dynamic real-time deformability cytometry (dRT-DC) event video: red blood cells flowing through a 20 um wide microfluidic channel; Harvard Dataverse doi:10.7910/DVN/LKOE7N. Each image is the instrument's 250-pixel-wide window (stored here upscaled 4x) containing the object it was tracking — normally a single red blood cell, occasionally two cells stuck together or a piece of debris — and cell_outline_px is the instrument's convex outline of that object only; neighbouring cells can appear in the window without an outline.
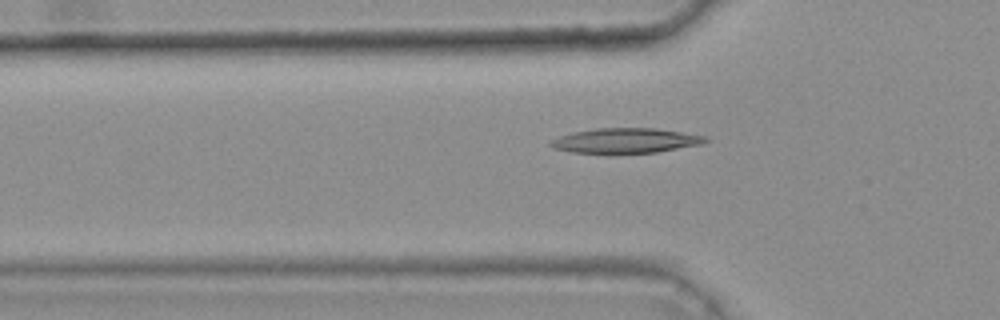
{"species": "common noctule bat (a hibernating species)", "species_latin": "Nyctalus noctula", "temperature_condition": "warm", "stored_images_in_passage": 48, "camera_frame_rate_fps": 3000, "um_per_image_px": 0.085, "animal": {"sex": "female", "body_mass_g": 25.1}, "frame": {"image": 1, "passage_image": 17, "time_ms": 5.333, "image_size_px": [1000, 320], "cell_outline_px": [[708, 140], [704, 144], [656, 152], [612, 156], [572, 152], [552, 148], [548, 144], [552, 140], [560, 136], [572, 132], [596, 128], [656, 128], [708, 136]], "centroid_in_image_um": [53.16, 11.99], "position_along_channel_um": 72.6, "area_um2": 23.47}}
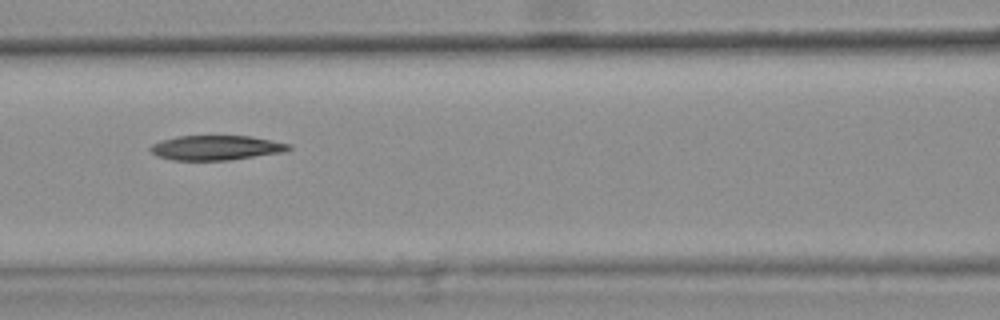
{"frame": {"image": 2, "passage_image": 23, "time_ms": 7.333, "image_size_px": [1000, 320], "cell_outline_px": [[292, 148], [284, 152], [228, 160], [172, 160], [156, 156], [148, 148], [152, 144], [160, 140], [176, 136], [252, 136], [292, 144]], "centroid_in_image_um": [18.36, 12.55], "position_along_channel_um": 148.2, "area_um2": 20.06}}
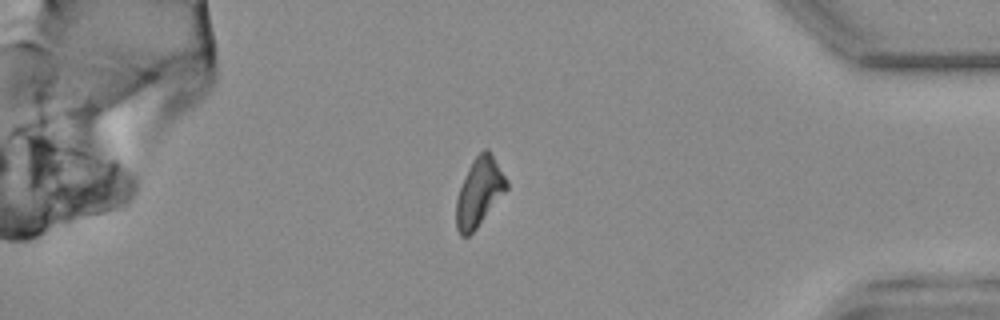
{"frame": {"image": 3, "passage_image": 45, "time_ms": 14.667, "image_size_px": [1000, 320], "cell_outline_px": [[508, 188], [476, 228], [468, 236], [460, 236], [456, 228], [456, 200], [464, 176], [472, 160], [484, 148], [488, 148], [508, 180]], "centroid_in_image_um": [40.72, 16.31], "position_along_channel_um": 394.5, "area_um2": 19.94}}